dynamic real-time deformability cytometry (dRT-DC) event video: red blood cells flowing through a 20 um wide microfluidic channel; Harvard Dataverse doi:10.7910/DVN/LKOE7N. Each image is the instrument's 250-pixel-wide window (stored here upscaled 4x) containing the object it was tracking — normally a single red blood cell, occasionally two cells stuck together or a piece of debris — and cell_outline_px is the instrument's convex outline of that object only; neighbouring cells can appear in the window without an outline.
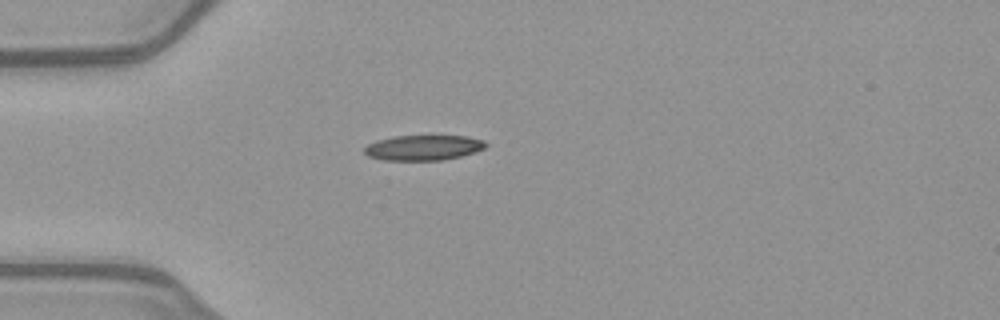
{"species": "common noctule bat (a hibernating species)", "species_latin": "Nyctalus noctula", "temperature_condition": "warm", "stored_images_in_passage": 38, "camera_frame_rate_fps": 3000, "um_per_image_px": 0.085, "animal": {"sex": "female", "body_mass_g": 21.9}, "frame": {"image": 1, "passage_image": 1, "time_ms": 0.0, "image_size_px": [1000, 320], "cell_outline_px": [[488, 144], [484, 148], [476, 152], [444, 160], [384, 160], [368, 156], [364, 152], [364, 148], [368, 144], [376, 140], [392, 136], [432, 132], [468, 136], [484, 140]], "centroid_in_image_um": [36.03, 12.48], "position_along_channel_um": 49.0, "area_um2": 19.02}}
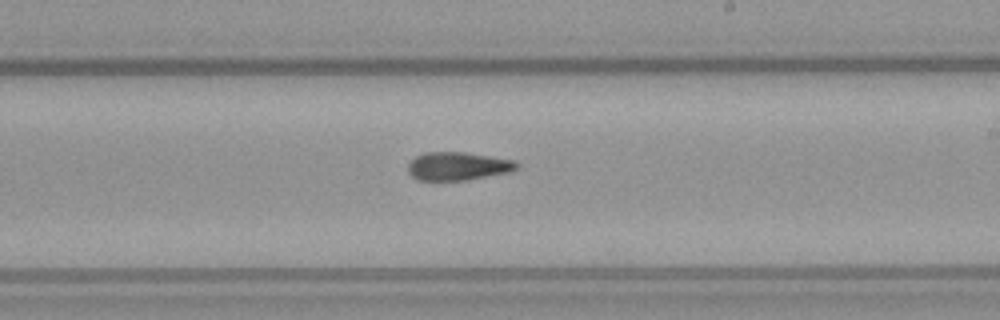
{"frame": {"image": 2, "passage_image": 17, "time_ms": 5.333, "image_size_px": [1000, 320], "cell_outline_px": [[520, 168], [512, 172], [468, 180], [416, 180], [408, 172], [408, 164], [416, 156], [424, 152], [464, 152], [512, 160], [520, 164]], "centroid_in_image_um": [38.94, 14.13], "position_along_channel_um": 250.1, "area_um2": 18.03}}
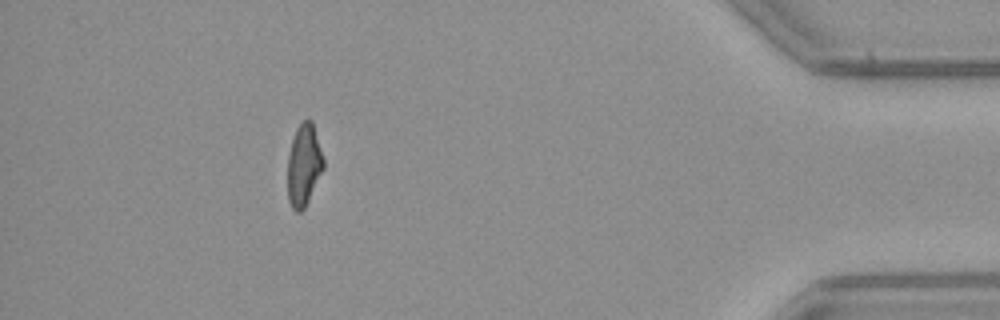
{"frame": {"image": 3, "passage_image": 33, "time_ms": 10.667, "image_size_px": [1000, 320], "cell_outline_px": [[324, 168], [304, 208], [300, 212], [296, 212], [292, 208], [288, 200], [288, 152], [296, 128], [304, 120], [312, 120], [324, 160]], "centroid_in_image_um": [25.82, 14.03], "position_along_channel_um": 409.4, "area_um2": 16.99}, "authors_computed_cell_mechanics": {"area_um2": 18.1781, "velocity_mm_per_s": 4.0318, "shape_relaxation_time_tau1_ms": null, "shape_relaxation_time_tau2_ms": 4.948, "deformation_change_tau1": null, "deformation_change_tau2": 0.1464}}